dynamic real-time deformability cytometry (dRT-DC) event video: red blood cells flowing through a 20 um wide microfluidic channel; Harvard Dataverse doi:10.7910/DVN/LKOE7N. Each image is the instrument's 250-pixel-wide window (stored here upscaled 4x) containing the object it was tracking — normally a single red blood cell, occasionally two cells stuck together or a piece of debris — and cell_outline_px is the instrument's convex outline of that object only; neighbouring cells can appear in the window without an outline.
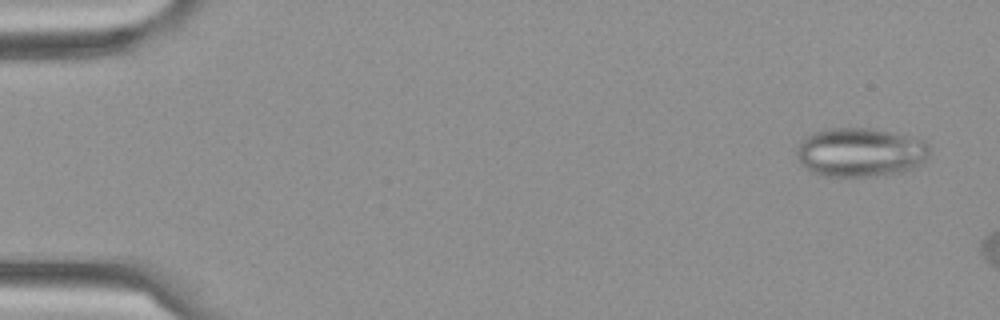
{"species": "Egyptian fruit bat (a non-hibernating species)", "species_latin": "Rousettus aegyptiacus", "temperature_condition": "cold", "stored_images_in_passage": 4, "camera_frame_rate_fps": 3000, "um_per_image_px": 0.085, "frame": {"image": 1, "passage_image": 4, "time_ms": 1.0, "image_size_px": [1000, 320], "cell_outline_px": [[928, 156], [920, 164], [904, 172], [868, 176], [820, 176], [812, 172], [796, 156], [796, 148], [808, 136], [816, 132], [832, 128], [872, 128], [924, 140], [928, 144]], "centroid_in_image_um": [73.14, 12.95], "position_along_channel_um": 11.9, "area_um2": 37.45}}